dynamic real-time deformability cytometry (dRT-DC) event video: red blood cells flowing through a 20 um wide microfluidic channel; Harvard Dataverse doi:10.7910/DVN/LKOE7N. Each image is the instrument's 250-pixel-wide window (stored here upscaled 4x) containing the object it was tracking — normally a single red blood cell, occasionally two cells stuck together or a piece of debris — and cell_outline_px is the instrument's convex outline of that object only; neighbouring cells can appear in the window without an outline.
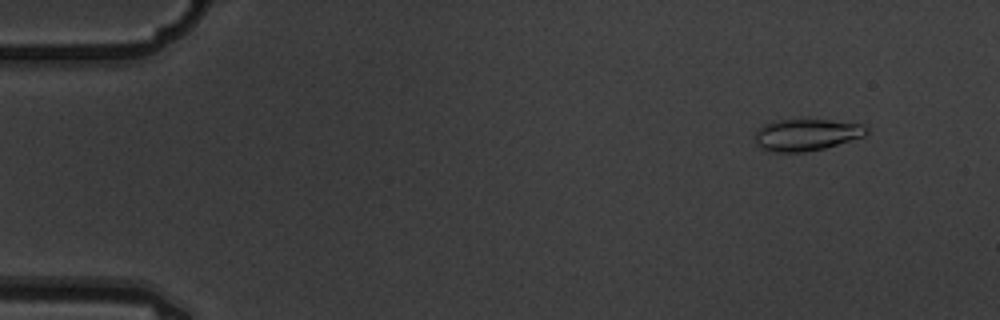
{"species": "common noctule bat (a hibernating species)", "species_latin": "Nyctalus noctula", "temperature_condition": "warm", "stored_images_in_passage": 6, "camera_frame_rate_fps": 3000, "um_per_image_px": 0.085, "animal": {"sex": "male", "body_mass_g": 19.5, "forearm_length_mm": 54.6}, "frame": {"image": 1, "passage_image": 2, "time_ms": 0.333, "image_size_px": [1000, 320], "cell_outline_px": [[868, 132], [864, 136], [824, 148], [804, 152], [764, 152], [756, 144], [756, 132], [764, 124], [780, 120], [828, 120], [860, 124], [868, 128]], "centroid_in_image_um": [68.51, 11.47], "position_along_channel_um": 16.5, "area_um2": 20.46}}